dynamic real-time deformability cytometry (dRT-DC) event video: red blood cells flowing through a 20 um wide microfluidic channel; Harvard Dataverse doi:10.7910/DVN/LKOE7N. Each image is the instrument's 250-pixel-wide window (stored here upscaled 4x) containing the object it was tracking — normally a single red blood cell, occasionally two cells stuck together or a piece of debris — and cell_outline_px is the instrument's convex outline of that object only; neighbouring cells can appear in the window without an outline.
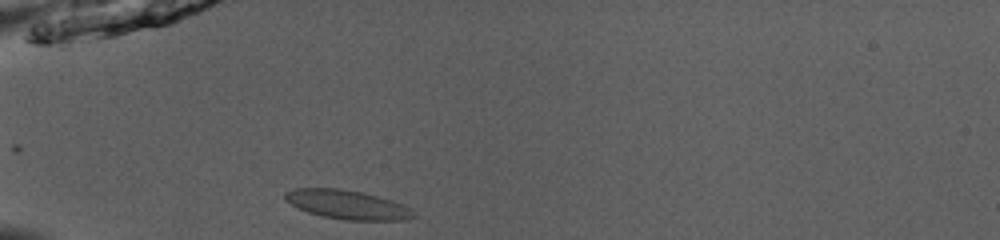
{"species": "common noctule bat (a hibernating species)", "species_latin": "Nyctalus noctula", "temperature_condition": "room temperature", "stored_images_in_passage": 6, "camera_frame_rate_fps": 3000, "um_per_image_px": 0.085, "animal": {"sex": "male", "body_mass_g": 13.0, "forearm_length_mm": 53.1}, "frame": {"image": 1, "passage_image": 1, "time_ms": 0.0, "image_size_px": [1000, 240], "cell_outline_px": [[420, 216], [408, 220], [344, 220], [324, 216], [308, 212], [284, 200], [284, 192], [292, 188], [340, 188], [360, 192], [376, 196], [400, 204], [408, 208]], "centroid_in_image_um": [29.5, 17.4], "position_along_channel_um": 55.5, "area_um2": 21.56}}
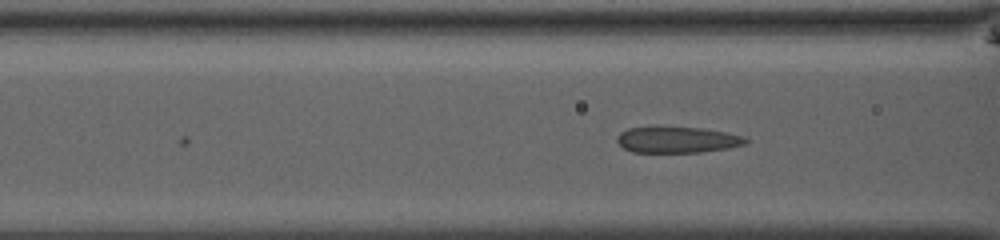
{"frame": {"image": 2, "passage_image": 6, "time_ms": 1.667, "image_size_px": [1000, 240], "cell_outline_px": [[748, 140], [744, 144], [728, 148], [700, 152], [632, 152], [624, 148], [616, 140], [616, 136], [620, 132], [628, 128], [656, 124], [700, 128], [724, 132], [744, 136]], "centroid_in_image_um": [57.48, 11.84], "position_along_channel_um": 109.1, "area_um2": 20.17}}